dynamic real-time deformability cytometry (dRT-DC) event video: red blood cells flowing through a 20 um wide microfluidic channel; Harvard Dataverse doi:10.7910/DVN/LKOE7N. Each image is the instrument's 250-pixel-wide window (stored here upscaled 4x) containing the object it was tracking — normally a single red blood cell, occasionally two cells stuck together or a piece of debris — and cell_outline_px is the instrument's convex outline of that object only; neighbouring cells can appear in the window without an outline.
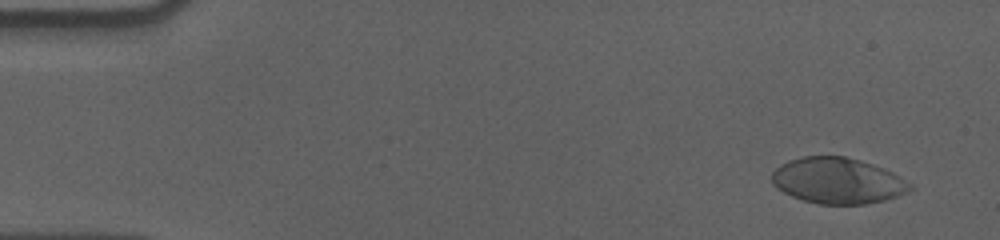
{"species": "human", "species_latin": "Homo sapiens", "temperature_condition": "cold", "stored_images_in_passage": 57, "camera_frame_rate_fps": 3000, "um_per_image_px": 0.085, "donor": {"sex": "male"}, "frame": {"image": 1, "passage_image": 4, "time_ms": 1.0, "image_size_px": [1000, 240], "cell_outline_px": [[912, 188], [908, 192], [884, 200], [864, 204], [820, 204], [804, 200], [792, 196], [776, 188], [772, 184], [772, 172], [780, 164], [788, 160], [804, 156], [844, 156], [860, 160], [884, 168], [892, 172], [912, 184]], "centroid_in_image_um": [71.18, 15.35], "position_along_channel_um": 13.8, "area_um2": 36.93}}
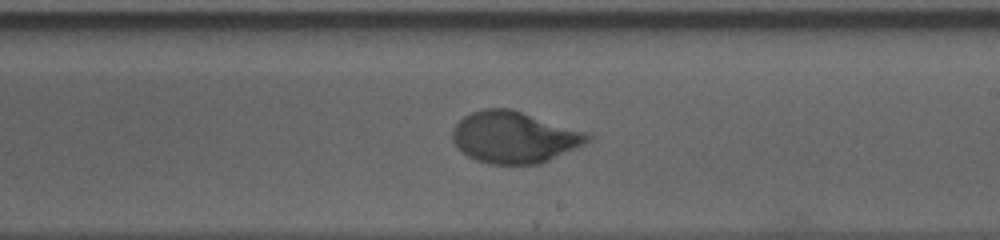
{"frame": {"image": 2, "passage_image": 34, "time_ms": 11.0, "image_size_px": [1000, 240], "cell_outline_px": [[592, 140], [576, 148], [540, 164], [488, 164], [476, 160], [468, 156], [452, 140], [452, 128], [464, 116], [472, 112], [484, 108], [512, 108], [588, 132], [592, 136]], "centroid_in_image_um": [43.74, 11.65], "position_along_channel_um": 245.3, "area_um2": 40.81}}
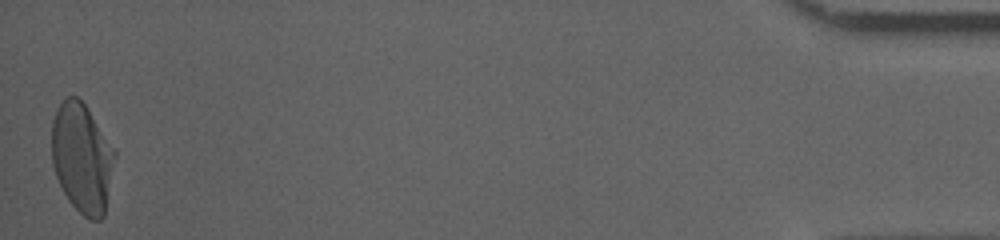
{"frame": {"image": 3, "passage_image": 57, "time_ms": 18.667, "image_size_px": [1000, 240], "cell_outline_px": [[116, 156], [104, 216], [100, 220], [92, 220], [84, 216], [68, 200], [56, 176], [52, 164], [52, 120], [56, 108], [64, 96], [76, 96], [84, 104], [116, 152]], "centroid_in_image_um": [6.96, 13.42], "position_along_channel_um": 428.2, "area_um2": 40.11}, "authors_computed_cell_mechanics": {"area_um2": 39.7664, "velocity_mm_per_s": 3.5718, "shape_relaxation_time_tau1_ms": 4.8759, "shape_relaxation_time_tau2_ms": null, "deformation_change_tau1": 0.1981, "deformation_change_tau2": null}}